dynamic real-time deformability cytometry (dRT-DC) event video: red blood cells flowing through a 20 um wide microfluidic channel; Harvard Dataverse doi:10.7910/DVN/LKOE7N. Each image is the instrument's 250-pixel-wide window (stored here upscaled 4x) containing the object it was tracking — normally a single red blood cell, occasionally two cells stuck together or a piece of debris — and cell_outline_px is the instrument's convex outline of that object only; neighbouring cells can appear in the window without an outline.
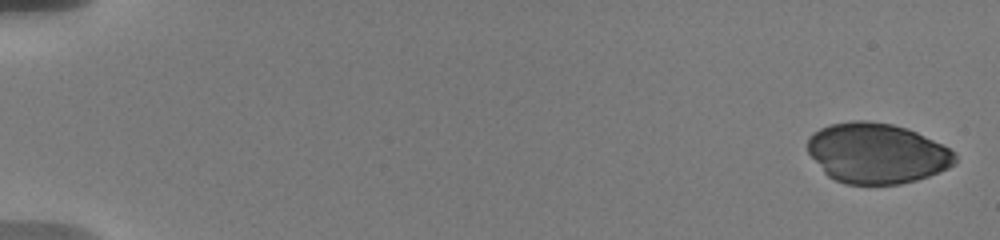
{"species": "human", "species_latin": "Homo sapiens", "temperature_condition": "warm", "stored_images_in_passage": 11, "camera_frame_rate_fps": 3000, "um_per_image_px": 0.085, "donor": {"sex": "male"}, "frame": {"image": 1, "passage_image": 1, "time_ms": 0.0, "image_size_px": [1000, 240], "cell_outline_px": [[956, 164], [948, 168], [928, 176], [916, 180], [900, 184], [844, 184], [828, 176], [824, 172], [808, 152], [808, 136], [812, 132], [828, 124], [852, 120], [864, 120], [892, 124], [916, 132], [956, 152]], "centroid_in_image_um": [74.51, 13.02], "position_along_channel_um": 10.5, "area_um2": 51.79}}